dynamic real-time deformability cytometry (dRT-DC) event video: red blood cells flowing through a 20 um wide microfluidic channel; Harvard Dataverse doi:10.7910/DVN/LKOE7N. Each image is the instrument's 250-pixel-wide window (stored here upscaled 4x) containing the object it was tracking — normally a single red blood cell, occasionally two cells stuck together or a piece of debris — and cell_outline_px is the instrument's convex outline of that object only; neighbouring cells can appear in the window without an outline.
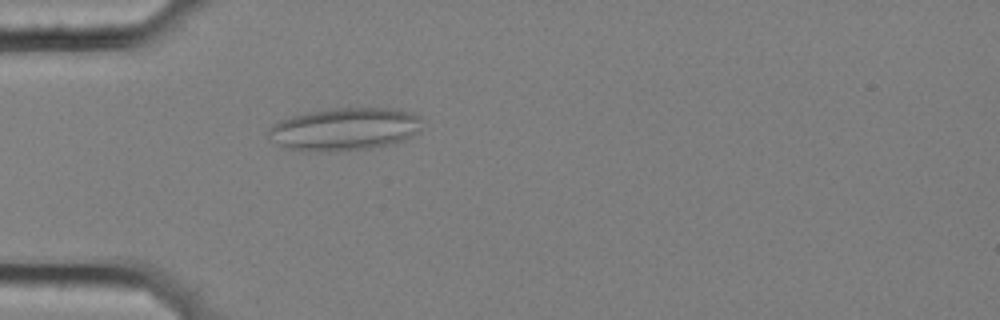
{"species": "common noctule bat (a hibernating species)", "species_latin": "Nyctalus noctula", "temperature_condition": "cold", "stored_images_in_passage": 57, "camera_frame_rate_fps": 3000, "um_per_image_px": 0.085, "animal": {"sex": "female", "body_mass_g": 25.1}, "frame": {"image": 1, "passage_image": 17, "time_ms": 5.333, "image_size_px": [1000, 320], "cell_outline_px": [[420, 132], [404, 140], [392, 144], [368, 148], [332, 152], [308, 152], [284, 148], [268, 136], [268, 128], [272, 124], [280, 120], [292, 116], [308, 112], [332, 108], [396, 108], [412, 112], [420, 116]], "centroid_in_image_um": [29.29, 10.98], "position_along_channel_um": 55.7, "area_um2": 38.73}}
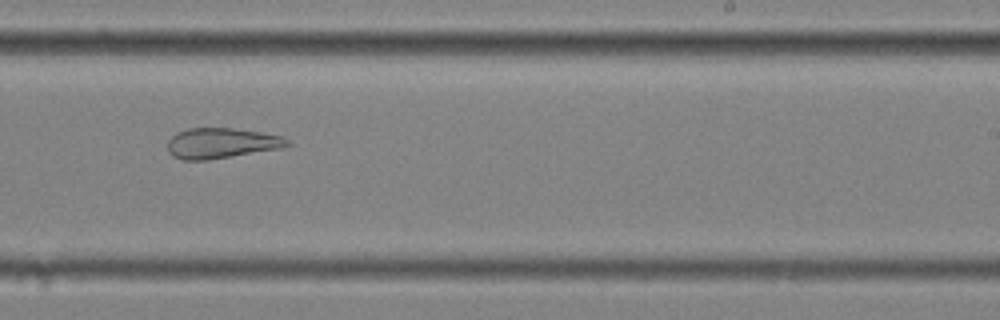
{"frame": {"image": 2, "passage_image": 36, "time_ms": 11.667, "image_size_px": [1000, 320], "cell_outline_px": [[292, 144], [284, 148], [208, 160], [180, 160], [172, 156], [168, 152], [168, 140], [176, 132], [188, 128], [232, 128], [260, 132], [284, 136], [292, 140]], "centroid_in_image_um": [18.86, 12.17], "position_along_channel_um": 270.1, "area_um2": 21.62}}
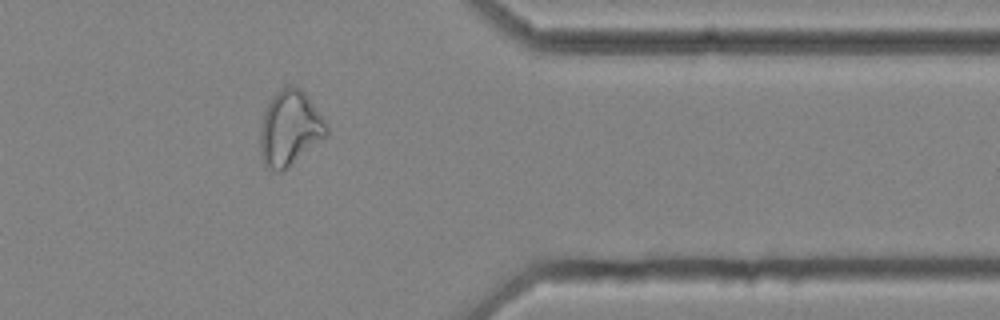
{"frame": {"image": 3, "passage_image": 47, "time_ms": 15.333, "image_size_px": [1000, 320], "cell_outline_px": [[328, 136], [284, 172], [276, 172], [268, 168], [264, 164], [260, 156], [260, 124], [264, 112], [272, 96], [276, 92], [288, 84], [292, 84], [300, 88], [308, 96], [328, 124]], "centroid_in_image_um": [24.64, 10.93], "position_along_channel_um": 386.8, "area_um2": 29.77}, "authors_computed_cell_mechanics": {"area_um2": 29.6514, "velocity_mm_per_s": 3.5114, "shape_relaxation_time_tau1_ms": null, "shape_relaxation_time_tau2_ms": 2.8571, "deformation_change_tau1": null, "deformation_change_tau2": 0.1231}}